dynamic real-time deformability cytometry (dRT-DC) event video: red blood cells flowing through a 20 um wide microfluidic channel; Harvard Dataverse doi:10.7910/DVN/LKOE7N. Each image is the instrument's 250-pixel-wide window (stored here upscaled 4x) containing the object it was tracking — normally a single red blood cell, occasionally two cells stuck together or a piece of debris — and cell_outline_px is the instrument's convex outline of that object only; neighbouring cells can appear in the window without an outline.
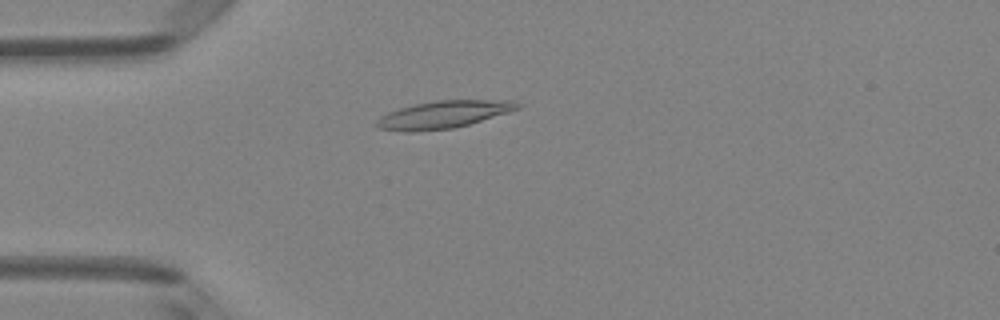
{"species": "Egyptian fruit bat (a non-hibernating species)", "species_latin": "Rousettus aegyptiacus", "temperature_condition": "room temperature", "stored_images_in_passage": 4, "camera_frame_rate_fps": 3000, "um_per_image_px": 0.085, "animal": {"sex": "female"}, "frame": {"image": 1, "passage_image": 3, "time_ms": 2.333, "image_size_px": [1000, 320], "cell_outline_px": [[524, 104], [520, 108], [508, 112], [468, 124], [452, 128], [412, 132], [404, 132], [380, 128], [376, 124], [376, 120], [380, 116], [388, 112], [400, 108], [416, 104], [436, 100], [516, 100]], "centroid_in_image_um": [37.72, 9.72], "position_along_channel_um": 47.3, "area_um2": 22.43}}